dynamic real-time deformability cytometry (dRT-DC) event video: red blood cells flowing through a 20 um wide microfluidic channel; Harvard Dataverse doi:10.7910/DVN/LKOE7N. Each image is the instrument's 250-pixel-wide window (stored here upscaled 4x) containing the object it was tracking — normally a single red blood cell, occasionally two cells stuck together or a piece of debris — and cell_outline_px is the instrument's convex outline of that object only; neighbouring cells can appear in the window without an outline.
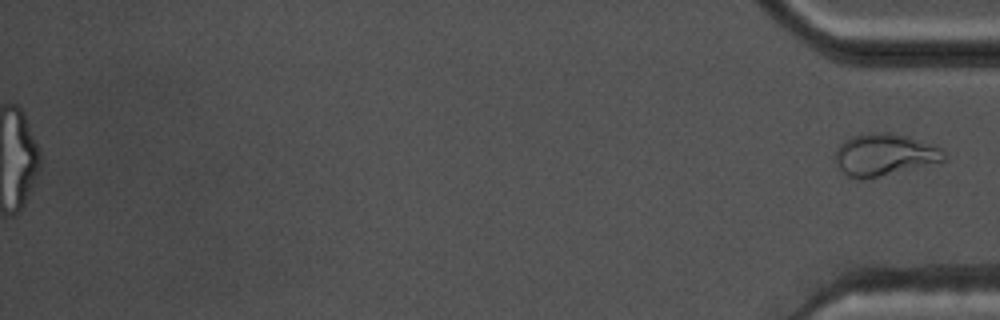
{"species": "common noctule bat (a hibernating species)", "species_latin": "Nyctalus noctula", "temperature_condition": "warm", "stored_images_in_passage": 56, "segment_of_instrument_passage": [2, 2], "camera_frame_rate_fps": 3000, "um_per_image_px": 0.085, "animal": {"sex": "male", "body_mass_g": 17.5, "forearm_length_mm": 52.3}, "frame": {"image": 1, "passage_image": 56, "time_ms": 18.333, "image_size_px": [1000, 320], "cell_outline_px": [[944, 160], [864, 180], [860, 180], [848, 176], [840, 168], [836, 160], [836, 152], [840, 144], [844, 140], [852, 136], [872, 132], [888, 132], [908, 136], [940, 148], [944, 152]], "centroid_in_image_um": [75.13, 13.14], "position_along_channel_um": 360.1, "area_um2": 26.07}}